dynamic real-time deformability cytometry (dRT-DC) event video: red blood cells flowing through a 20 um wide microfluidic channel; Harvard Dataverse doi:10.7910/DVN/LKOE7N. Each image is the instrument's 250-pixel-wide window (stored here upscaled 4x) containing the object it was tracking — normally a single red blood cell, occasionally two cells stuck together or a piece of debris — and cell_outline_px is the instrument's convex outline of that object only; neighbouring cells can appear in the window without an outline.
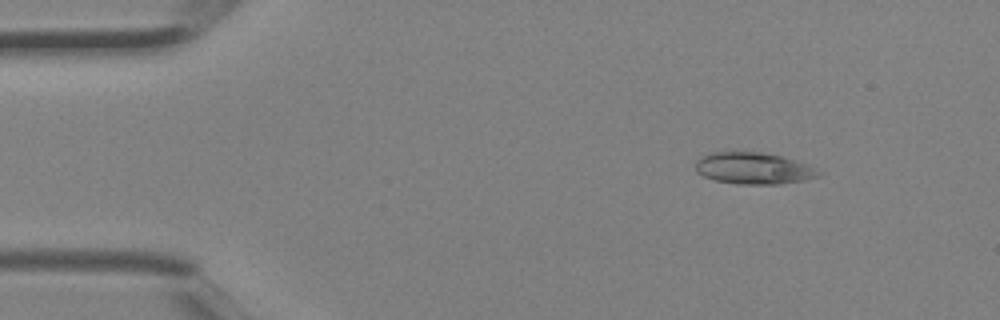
{"species": "Egyptian fruit bat (a non-hibernating species)", "species_latin": "Rousettus aegyptiacus", "temperature_condition": "room temperature", "stored_images_in_passage": 4, "camera_frame_rate_fps": 3000, "um_per_image_px": 0.085, "animal": {"sex": "female"}, "frame": {"image": 1, "passage_image": 2, "time_ms": 0.333, "image_size_px": [1000, 320], "cell_outline_px": [[824, 172], [820, 176], [804, 180], [780, 184], [736, 184], [716, 180], [704, 176], [696, 172], [696, 160], [700, 156], [712, 152], [760, 152], [780, 156], [808, 164]], "centroid_in_image_um": [64.07, 14.31], "position_along_channel_um": 20.9, "area_um2": 22.77}}
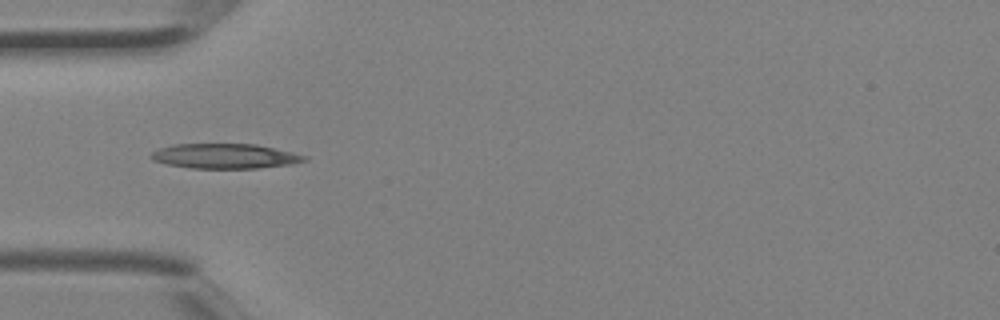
{"frame": {"image": 2, "passage_image": 4, "time_ms": 1.0, "image_size_px": [1000, 320], "cell_outline_px": [[308, 160], [292, 164], [260, 168], [192, 168], [164, 164], [152, 160], [152, 152], [160, 148], [172, 144], [256, 144], [292, 152], [308, 156]], "centroid_in_image_um": [19.14, 13.27], "position_along_channel_um": 65.9, "area_um2": 22.25}}